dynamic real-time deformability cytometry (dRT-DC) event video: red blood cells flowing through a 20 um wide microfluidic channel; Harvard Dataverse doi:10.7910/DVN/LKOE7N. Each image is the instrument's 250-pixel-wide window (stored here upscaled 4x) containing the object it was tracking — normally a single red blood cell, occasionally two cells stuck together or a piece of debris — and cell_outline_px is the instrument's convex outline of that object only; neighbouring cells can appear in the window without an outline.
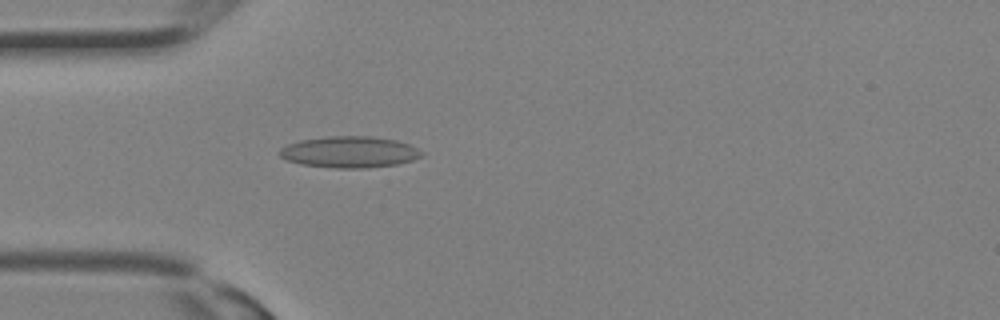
{"species": "Egyptian fruit bat (a non-hibernating species)", "species_latin": "Rousettus aegyptiacus", "temperature_condition": "room temperature", "stored_images_in_passage": 17, "camera_frame_rate_fps": 3000, "um_per_image_px": 0.085, "animal": {"sex": "female"}, "frame": {"image": 1, "passage_image": 9, "time_ms": 2.667, "image_size_px": [1000, 320], "cell_outline_px": [[424, 156], [412, 160], [396, 164], [364, 168], [336, 168], [300, 164], [284, 160], [280, 156], [280, 148], [288, 144], [300, 140], [328, 136], [368, 136], [396, 140], [408, 144], [424, 152]], "centroid_in_image_um": [29.69, 12.92], "position_along_channel_um": 55.3, "area_um2": 25.95}}
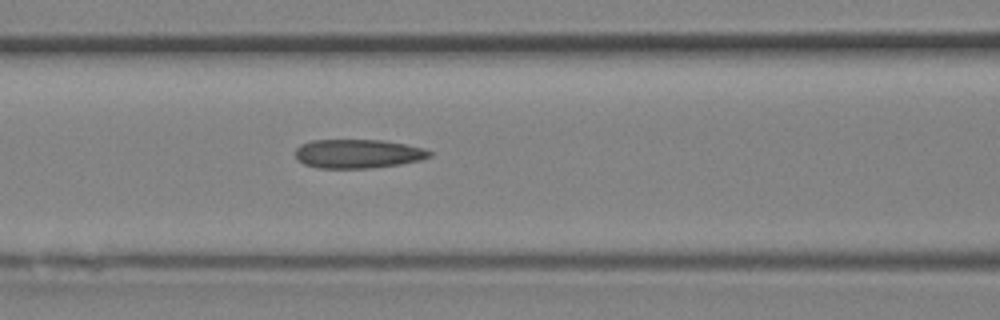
{"frame": {"image": 2, "passage_image": 13, "time_ms": 4.0, "image_size_px": [1000, 320], "cell_outline_px": [[432, 156], [420, 160], [400, 164], [368, 168], [316, 168], [304, 164], [296, 160], [296, 148], [300, 144], [312, 140], [384, 140], [424, 148], [432, 152]], "centroid_in_image_um": [30.4, 13.07], "position_along_channel_um": 136.2, "area_um2": 22.72}}
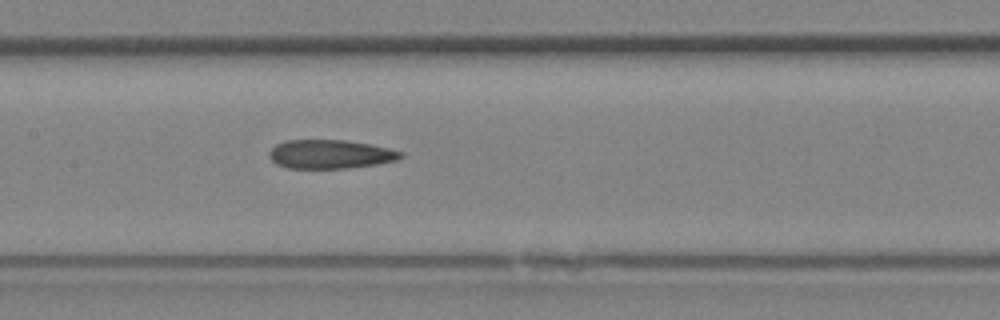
{"frame": {"image": 3, "passage_image": 15, "time_ms": 4.667, "image_size_px": [1000, 320], "cell_outline_px": [[404, 156], [396, 160], [376, 164], [348, 168], [288, 168], [276, 164], [268, 156], [268, 152], [276, 144], [284, 140], [344, 140], [368, 144], [388, 148], [404, 152]], "centroid_in_image_um": [28.05, 13.1], "position_along_channel_um": 179.4, "area_um2": 22.08}}